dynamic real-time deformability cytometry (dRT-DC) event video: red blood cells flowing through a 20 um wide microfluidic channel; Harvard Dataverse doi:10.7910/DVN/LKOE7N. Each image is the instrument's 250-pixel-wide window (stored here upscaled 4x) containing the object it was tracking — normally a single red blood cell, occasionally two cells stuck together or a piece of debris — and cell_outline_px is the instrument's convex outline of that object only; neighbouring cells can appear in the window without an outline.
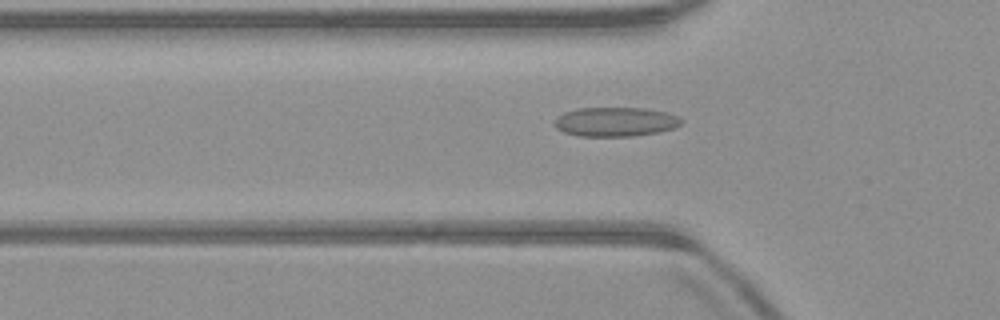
{"species": "common noctule bat (a hibernating species)", "species_latin": "Nyctalus noctula", "temperature_condition": "warm", "stored_images_in_passage": 44, "camera_frame_rate_fps": 3000, "um_per_image_px": 0.085, "animal": {"sex": "male", "body_mass_g": 23.1, "forearm_length_mm": 52.7}, "frame": {"image": 1, "passage_image": 16, "time_ms": 5.0, "image_size_px": [1000, 320], "cell_outline_px": [[684, 120], [680, 124], [672, 128], [660, 132], [632, 136], [580, 136], [564, 132], [556, 128], [552, 124], [556, 116], [564, 112], [576, 108], [648, 108], [668, 112]], "centroid_in_image_um": [52.28, 10.34], "position_along_channel_um": 73.5, "area_um2": 21.85}}
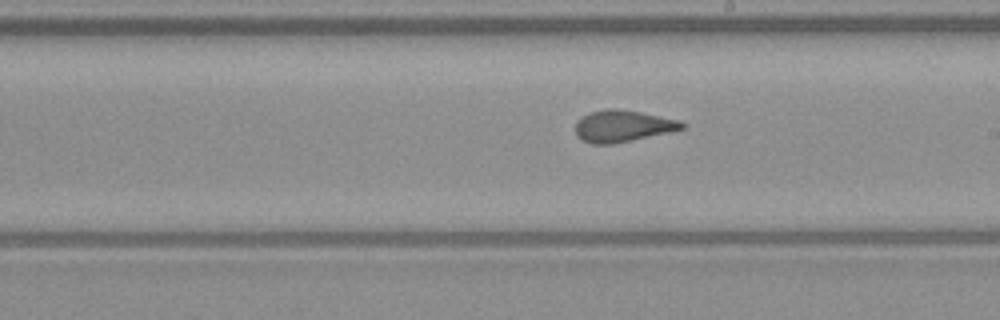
{"frame": {"image": 2, "passage_image": 28, "time_ms": 9.0, "image_size_px": [1000, 320], "cell_outline_px": [[688, 124], [684, 128], [668, 132], [632, 140], [612, 144], [592, 144], [580, 140], [576, 136], [576, 120], [588, 112], [608, 108], [620, 108], [640, 112], [676, 120]], "centroid_in_image_um": [52.86, 10.71], "position_along_channel_um": 236.1, "area_um2": 19.71}}
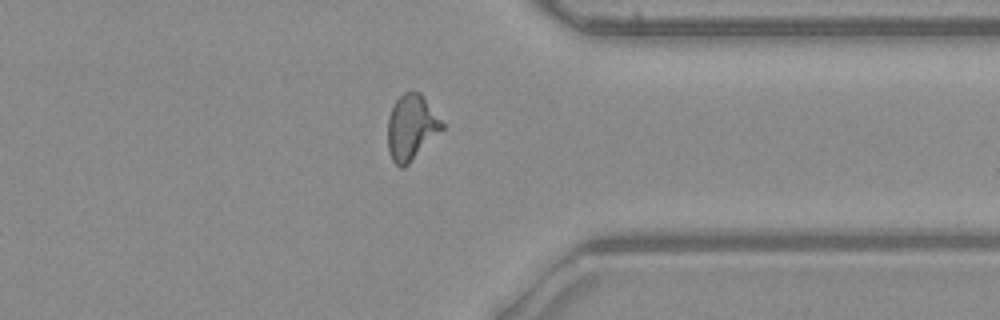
{"frame": {"image": 3, "passage_image": 39, "time_ms": 12.667, "image_size_px": [1000, 320], "cell_outline_px": [[444, 128], [404, 168], [400, 168], [392, 160], [388, 152], [388, 116], [396, 100], [404, 92], [420, 92], [444, 124]], "centroid_in_image_um": [34.95, 10.84], "position_along_channel_um": 376.5, "area_um2": 20.46}}